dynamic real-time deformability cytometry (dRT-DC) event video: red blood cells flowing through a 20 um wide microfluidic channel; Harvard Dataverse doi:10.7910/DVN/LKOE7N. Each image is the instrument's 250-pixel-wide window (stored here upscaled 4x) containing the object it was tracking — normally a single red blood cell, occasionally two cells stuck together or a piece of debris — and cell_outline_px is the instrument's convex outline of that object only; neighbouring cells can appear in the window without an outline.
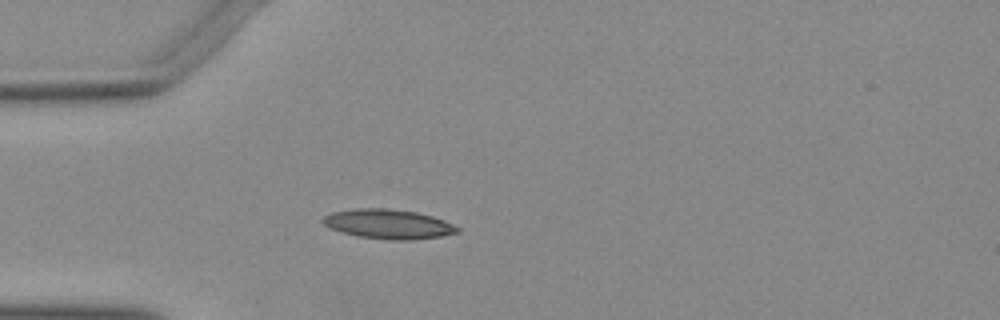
{"species": "Egyptian fruit bat (a non-hibernating species)", "species_latin": "Rousettus aegyptiacus", "temperature_condition": "warm", "stored_images_in_passage": 32, "camera_frame_rate_fps": 3000, "um_per_image_px": 0.085, "animal": {"sex": "female"}, "frame": {"image": 1, "passage_image": 1, "time_ms": 0.0, "image_size_px": [1000, 320], "cell_outline_px": [[460, 232], [440, 236], [412, 240], [392, 240], [360, 236], [344, 232], [332, 228], [324, 224], [320, 220], [324, 216], [332, 212], [356, 208], [388, 208], [416, 212], [432, 216], [444, 220], [460, 228]], "centroid_in_image_um": [33.03, 19.03], "position_along_channel_um": 52.0, "area_um2": 22.95}}
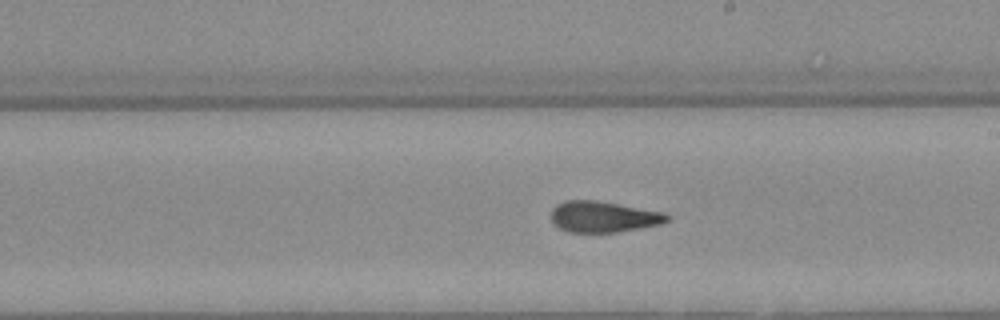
{"frame": {"image": 2, "passage_image": 16, "time_ms": 5.0, "image_size_px": [1000, 320], "cell_outline_px": [[672, 216], [668, 220], [660, 224], [640, 228], [616, 232], [568, 232], [556, 228], [552, 220], [552, 208], [556, 204], [564, 200], [596, 200], [664, 212]], "centroid_in_image_um": [51.26, 18.42], "position_along_channel_um": 237.7, "area_um2": 21.1}}
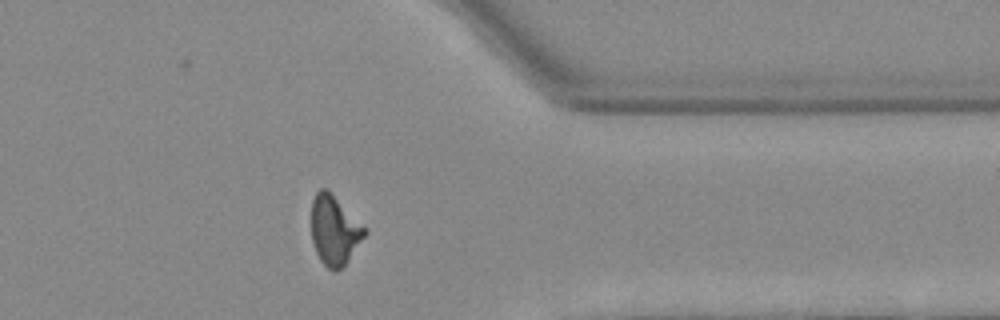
{"frame": {"image": 3, "passage_image": 28, "time_ms": 9.0, "image_size_px": [1000, 320], "cell_outline_px": [[368, 232], [344, 268], [332, 272], [320, 260], [316, 252], [312, 240], [312, 200], [316, 192], [320, 188], [328, 188]], "centroid_in_image_um": [28.42, 19.6], "position_along_channel_um": 383.0, "area_um2": 21.62}}